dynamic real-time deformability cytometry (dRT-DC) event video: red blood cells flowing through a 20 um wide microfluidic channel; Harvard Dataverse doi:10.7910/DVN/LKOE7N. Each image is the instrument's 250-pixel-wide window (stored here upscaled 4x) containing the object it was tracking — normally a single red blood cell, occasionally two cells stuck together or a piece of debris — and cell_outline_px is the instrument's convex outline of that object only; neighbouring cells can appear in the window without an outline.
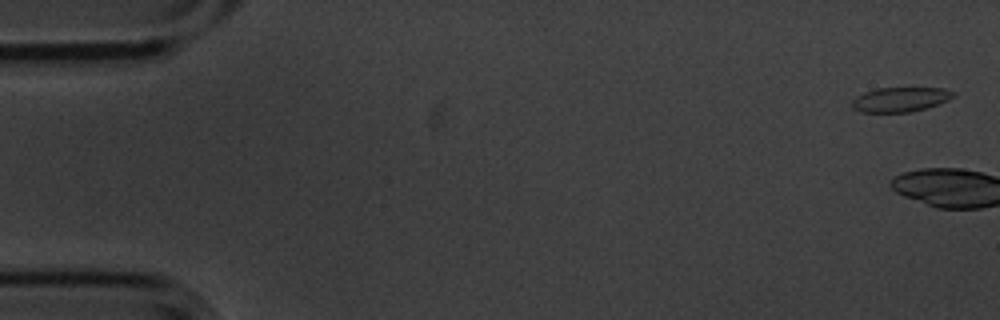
{"species": "common noctule bat (a hibernating species)", "species_latin": "Nyctalus noctula", "temperature_condition": "cold", "stored_images_in_passage": 3, "camera_frame_rate_fps": 3000, "um_per_image_px": 0.085, "animal": {"sex": "male", "body_mass_g": 20.1, "forearm_length_mm": 53.5}, "frame": {"image": 1, "passage_image": 1, "time_ms": 0.0, "image_size_px": [1000, 320], "cell_outline_px": [[956, 96], [948, 100], [912, 112], [860, 112], [852, 108], [852, 100], [856, 96], [864, 92], [876, 88], [944, 88], [956, 92]], "centroid_in_image_um": [76.52, 8.45], "position_along_channel_um": 8.5, "area_um2": 14.57}}